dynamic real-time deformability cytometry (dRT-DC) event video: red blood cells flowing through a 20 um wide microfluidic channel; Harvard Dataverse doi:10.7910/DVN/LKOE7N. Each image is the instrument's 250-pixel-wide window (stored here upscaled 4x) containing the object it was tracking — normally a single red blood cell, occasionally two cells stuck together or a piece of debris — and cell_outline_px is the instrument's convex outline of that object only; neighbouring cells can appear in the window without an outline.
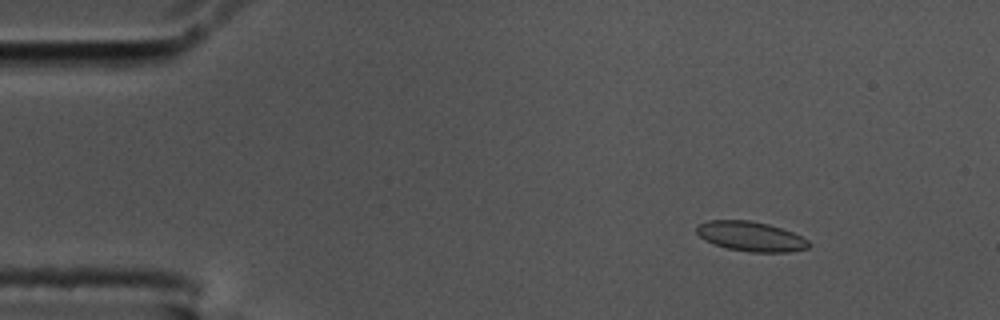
{"species": "common noctule bat (a hibernating species)", "species_latin": "Nyctalus noctula", "temperature_condition": "cold", "stored_images_in_passage": 17, "camera_frame_rate_fps": 3000, "um_per_image_px": 0.085, "animal": {"sex": "male", "body_mass_g": 17.5, "forearm_length_mm": 52.3}, "frame": {"image": 1, "passage_image": 7, "time_ms": 2.0, "image_size_px": [1000, 320], "cell_outline_px": [[812, 244], [808, 248], [788, 252], [752, 252], [728, 248], [704, 240], [696, 232], [696, 228], [700, 224], [708, 220], [748, 220], [768, 224], [792, 232], [808, 240]], "centroid_in_image_um": [63.83, 20.09], "position_along_channel_um": 21.2, "area_um2": 19.25}}
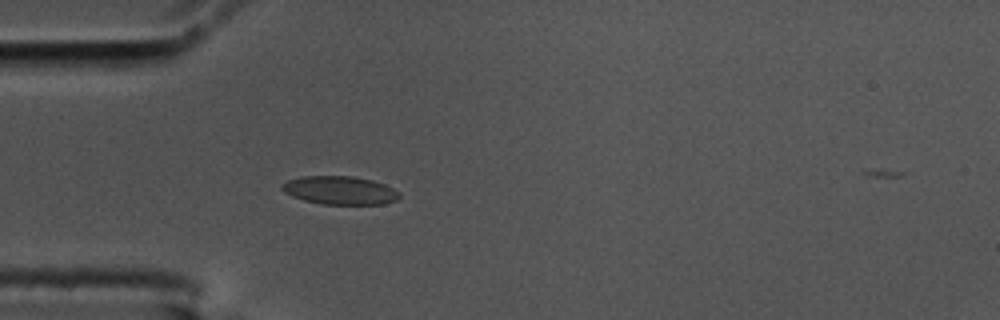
{"frame": {"image": 2, "passage_image": 16, "time_ms": 5.0, "image_size_px": [1000, 320], "cell_outline_px": [[400, 196], [396, 200], [384, 204], [324, 204], [304, 200], [292, 196], [284, 192], [280, 188], [280, 184], [288, 180], [304, 176], [352, 176], [372, 180], [384, 184], [400, 192]], "centroid_in_image_um": [28.88, 16.17], "position_along_channel_um": 56.1, "area_um2": 19.36}}